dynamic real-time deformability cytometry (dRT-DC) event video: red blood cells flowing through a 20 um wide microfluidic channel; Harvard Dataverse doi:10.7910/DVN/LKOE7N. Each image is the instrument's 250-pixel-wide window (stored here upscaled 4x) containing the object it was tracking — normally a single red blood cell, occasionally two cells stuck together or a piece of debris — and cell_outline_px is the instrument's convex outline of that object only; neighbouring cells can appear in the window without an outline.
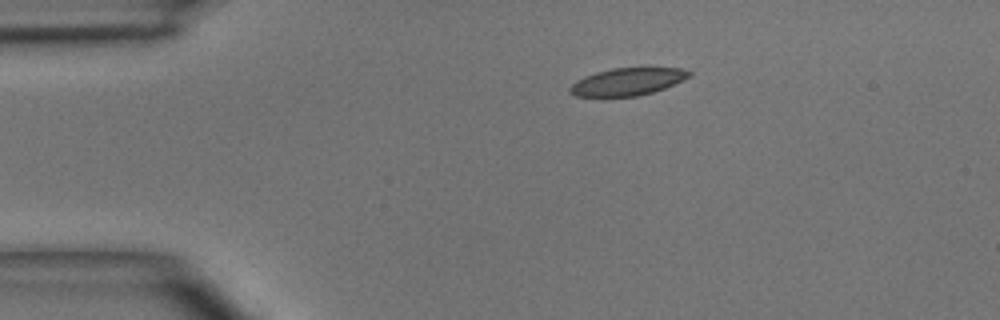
{"species": "common noctule bat (a hibernating species)", "species_latin": "Nyctalus noctula", "temperature_condition": "room temperature", "stored_images_in_passage": 2, "camera_frame_rate_fps": 3000, "um_per_image_px": 0.085, "animal": {"sex": "male", "body_mass_g": 15.6}, "frame": {"image": 1, "passage_image": 1, "time_ms": 0.0, "image_size_px": [1000, 320], "cell_outline_px": [[692, 76], [664, 88], [652, 92], [636, 96], [576, 96], [568, 92], [568, 88], [576, 80], [584, 76], [596, 72], [612, 68], [680, 68], [692, 72]], "centroid_in_image_um": [53.31, 6.94], "position_along_channel_um": 31.7, "area_um2": 18.96}}